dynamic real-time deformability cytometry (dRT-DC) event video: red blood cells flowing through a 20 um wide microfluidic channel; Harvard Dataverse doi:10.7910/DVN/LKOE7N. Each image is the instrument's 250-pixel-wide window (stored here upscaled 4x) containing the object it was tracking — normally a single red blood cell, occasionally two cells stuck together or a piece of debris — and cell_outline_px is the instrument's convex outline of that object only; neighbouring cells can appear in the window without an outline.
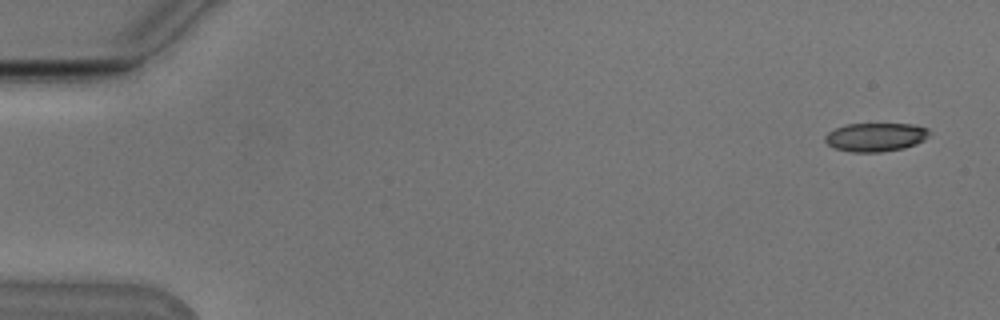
{"species": "Egyptian fruit bat (a non-hibernating species)", "species_latin": "Rousettus aegyptiacus", "temperature_condition": "cold", "stored_images_in_passage": 14, "camera_frame_rate_fps": 3000, "um_per_image_px": 0.085, "animal": {"sex": "male"}, "frame": {"image": 1, "passage_image": 1, "time_ms": 0.0, "image_size_px": [1000, 320], "cell_outline_px": [[932, 132], [924, 140], [916, 144], [904, 148], [880, 152], [852, 152], [836, 148], [828, 144], [824, 140], [824, 136], [828, 132], [844, 124], [912, 124], [928, 128]], "centroid_in_image_um": [74.44, 11.65], "position_along_channel_um": 10.6, "area_um2": 17.46}}
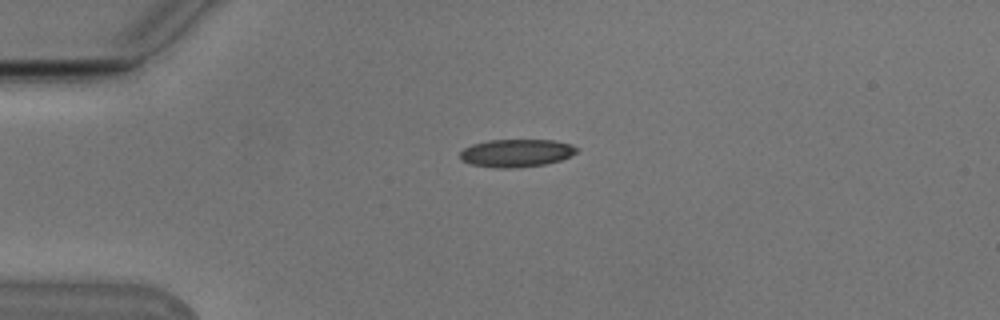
{"frame": {"image": 2, "passage_image": 12, "time_ms": 3.667, "image_size_px": [1000, 320], "cell_outline_px": [[580, 148], [576, 152], [560, 160], [544, 164], [516, 168], [496, 168], [472, 164], [460, 160], [460, 152], [464, 148], [472, 144], [488, 140], [552, 140], [572, 144]], "centroid_in_image_um": [43.87, 13.0], "position_along_channel_um": 41.1, "area_um2": 18.9}}